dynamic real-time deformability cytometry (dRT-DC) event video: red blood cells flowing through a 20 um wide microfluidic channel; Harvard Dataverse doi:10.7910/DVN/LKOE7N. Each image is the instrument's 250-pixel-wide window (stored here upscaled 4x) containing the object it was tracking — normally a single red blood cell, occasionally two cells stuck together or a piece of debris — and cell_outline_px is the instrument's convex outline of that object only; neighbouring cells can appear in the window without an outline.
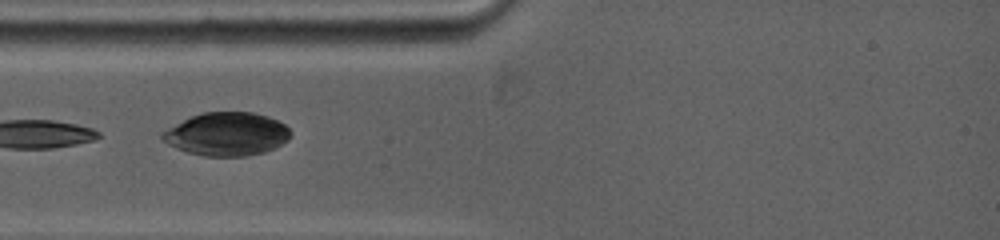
{"species": "common noctule bat (a hibernating species)", "species_latin": "Nyctalus noctula", "temperature_condition": "warm", "stored_images_in_passage": 17, "camera_frame_rate_fps": 5000, "um_per_image_px": 0.085, "animal": {"sex": "female", "body_mass_g": 19.0, "forearm_length_mm": 53.3}, "frame": {"image": 1, "passage_image": 1, "time_ms": 0.0, "image_size_px": [1000, 240], "cell_outline_px": [[292, 132], [288, 140], [276, 148], [264, 152], [244, 156], [204, 156], [188, 152], [176, 148], [160, 140], [160, 132], [192, 116], [204, 112], [252, 112], [268, 116], [284, 124]], "centroid_in_image_um": [19.27, 11.4], "position_along_channel_um": 65.7, "area_um2": 32.37}}